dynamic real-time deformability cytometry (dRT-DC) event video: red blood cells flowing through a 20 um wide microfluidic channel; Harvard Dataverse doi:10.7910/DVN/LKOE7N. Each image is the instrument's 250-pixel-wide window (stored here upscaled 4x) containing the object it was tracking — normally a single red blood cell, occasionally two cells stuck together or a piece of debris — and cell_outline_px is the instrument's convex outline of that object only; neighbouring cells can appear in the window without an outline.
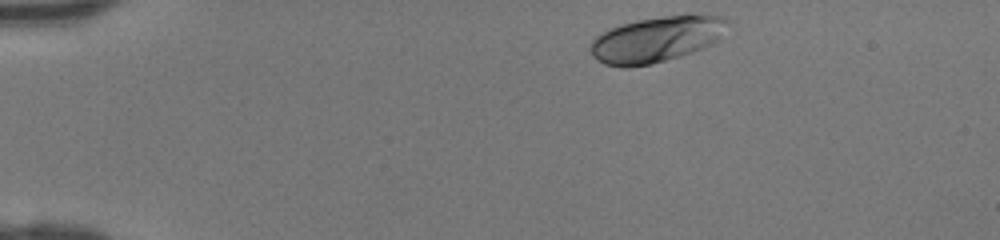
{"species": "human", "species_latin": "Homo sapiens", "temperature_condition": "room temperature", "stored_images_in_passage": 35, "camera_frame_rate_fps": 3000, "um_per_image_px": 0.085, "donor": {"sex": "female"}, "frame": {"image": 1, "passage_image": 1, "time_ms": 0.0, "image_size_px": [1000, 240], "cell_outline_px": [[728, 20], [720, 40], [704, 48], [680, 56], [652, 64], [628, 68], [620, 68], [604, 64], [596, 60], [592, 56], [588, 48], [588, 44], [600, 32], [620, 24], [636, 20], [684, 12], [724, 16]], "centroid_in_image_um": [55.78, 3.32], "position_along_channel_um": 29.2, "area_um2": 37.74}}
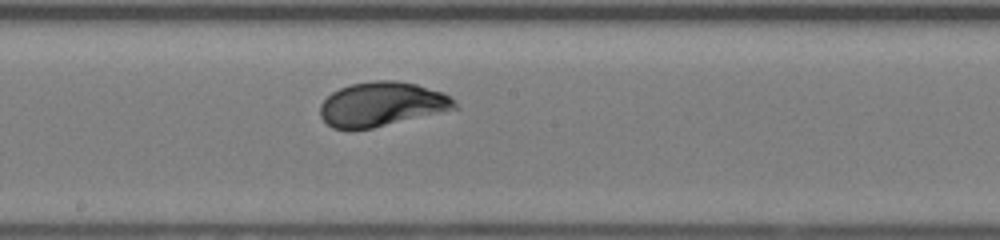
{"frame": {"image": 2, "passage_image": 19, "time_ms": 6.0, "image_size_px": [1000, 240], "cell_outline_px": [[460, 108], [372, 128], [348, 132], [332, 128], [320, 116], [320, 104], [332, 92], [340, 88], [352, 84], [372, 80], [396, 80], [416, 84], [444, 92], [456, 100]], "centroid_in_image_um": [32.46, 8.87], "position_along_channel_um": 215.7, "area_um2": 35.32}}
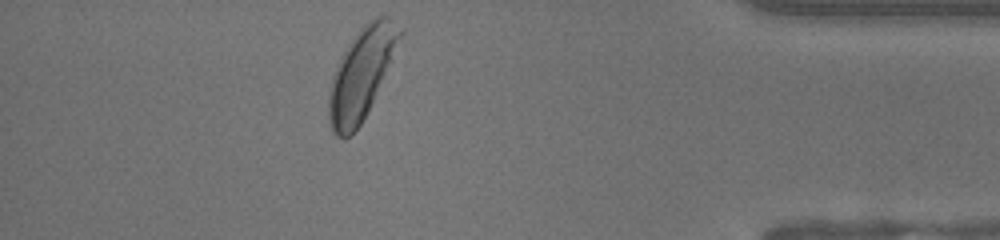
{"frame": {"image": 3, "passage_image": 34, "time_ms": 11.0, "image_size_px": [1000, 240], "cell_outline_px": [[404, 32], [368, 112], [360, 124], [348, 136], [336, 136], [332, 132], [328, 120], [328, 96], [332, 76], [348, 44], [360, 28], [372, 16], [388, 16], [404, 28]], "centroid_in_image_um": [30.73, 6.22], "position_along_channel_um": 404.5, "area_um2": 37.28}}